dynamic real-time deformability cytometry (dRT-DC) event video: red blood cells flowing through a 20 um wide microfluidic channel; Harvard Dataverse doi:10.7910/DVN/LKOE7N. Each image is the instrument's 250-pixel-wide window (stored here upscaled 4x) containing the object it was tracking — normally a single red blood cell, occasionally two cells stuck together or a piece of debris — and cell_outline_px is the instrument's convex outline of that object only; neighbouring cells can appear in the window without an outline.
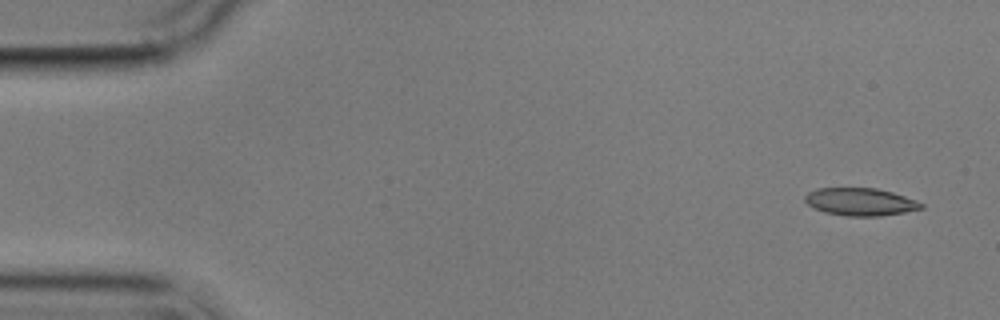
{"species": "common noctule bat (a hibernating species)", "species_latin": "Nyctalus noctula", "temperature_condition": "cold", "stored_images_in_passage": 6, "camera_frame_rate_fps": 3000, "um_per_image_px": 0.085, "animal": {"sex": "male", "body_mass_g": 17.9}, "frame": {"image": 1, "passage_image": 1, "time_ms": 0.0, "image_size_px": [1000, 320], "cell_outline_px": [[924, 208], [904, 212], [880, 216], [844, 216], [824, 212], [808, 204], [804, 200], [804, 196], [808, 192], [816, 188], [876, 188], [892, 192], [916, 200], [924, 204]], "centroid_in_image_um": [73.13, 17.15], "position_along_channel_um": 11.9, "area_um2": 18.73}}
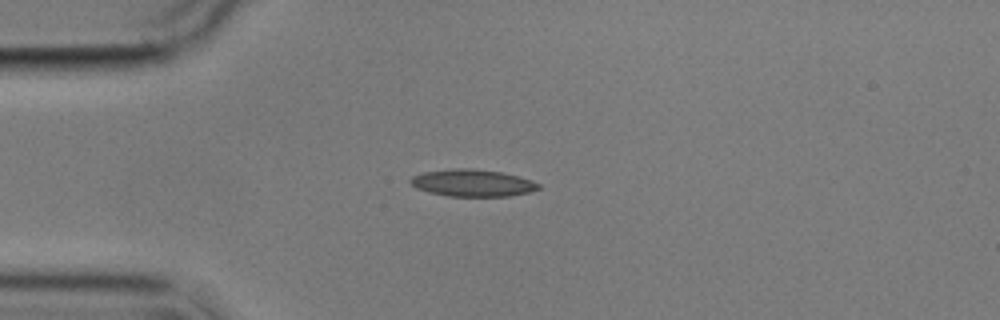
{"frame": {"image": 2, "passage_image": 4, "time_ms": 3.667, "image_size_px": [1000, 320], "cell_outline_px": [[540, 188], [528, 192], [508, 196], [448, 196], [428, 192], [416, 188], [408, 180], [412, 176], [424, 172], [456, 168], [472, 168], [500, 172], [532, 180], [540, 184]], "centroid_in_image_um": [40.13, 15.55], "position_along_channel_um": 44.9, "area_um2": 20.06}}